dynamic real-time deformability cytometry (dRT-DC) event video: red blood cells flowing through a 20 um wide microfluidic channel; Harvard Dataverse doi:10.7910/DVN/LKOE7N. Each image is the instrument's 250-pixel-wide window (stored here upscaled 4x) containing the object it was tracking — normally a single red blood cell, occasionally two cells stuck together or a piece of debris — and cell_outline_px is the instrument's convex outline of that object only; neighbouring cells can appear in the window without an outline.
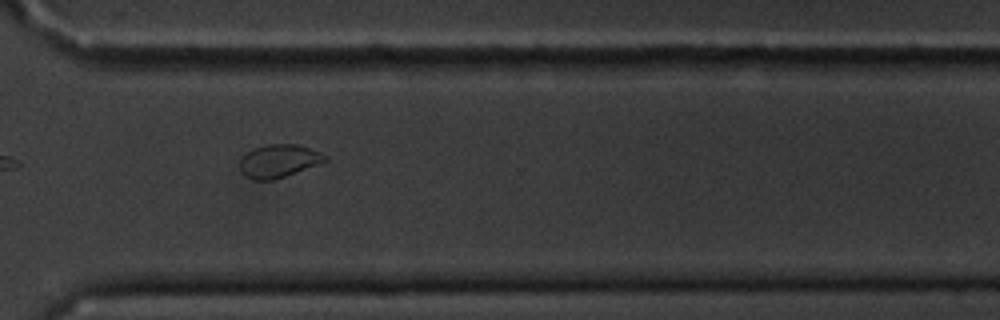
{"species": "common noctule bat (a hibernating species)", "species_latin": "Nyctalus noctula", "temperature_condition": "cold", "stored_images_in_passage": 13, "camera_frame_rate_fps": 3000, "um_per_image_px": 0.085, "animal": {"sex": "male", "body_mass_g": 20.1, "forearm_length_mm": 53.5}, "frame": {"image": 1, "passage_image": 11, "time_ms": 12.333, "image_size_px": [1000, 320], "cell_outline_px": [[328, 160], [284, 176], [272, 180], [252, 180], [240, 168], [240, 156], [252, 148], [268, 144], [296, 144], [320, 152], [328, 156]], "centroid_in_image_um": [23.66, 13.66], "position_along_channel_um": 346.9, "area_um2": 16.18}}